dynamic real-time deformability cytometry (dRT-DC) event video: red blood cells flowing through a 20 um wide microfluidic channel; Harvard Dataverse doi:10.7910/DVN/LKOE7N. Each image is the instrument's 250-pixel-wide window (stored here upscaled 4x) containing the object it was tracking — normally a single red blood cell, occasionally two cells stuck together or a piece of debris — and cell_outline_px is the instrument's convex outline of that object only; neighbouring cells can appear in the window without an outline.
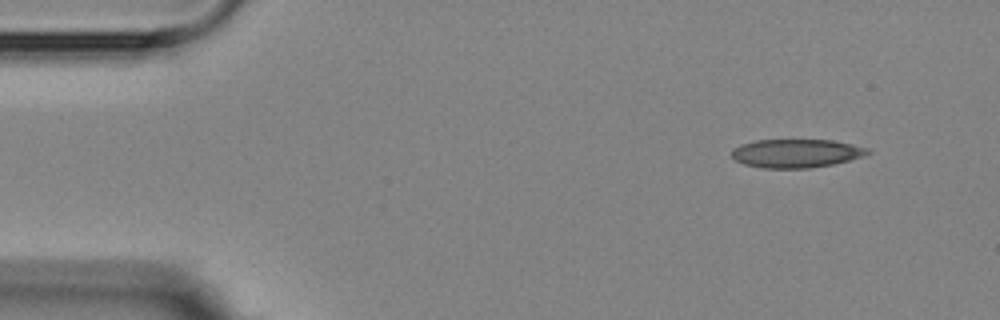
{"species": "Egyptian fruit bat (a non-hibernating species)", "species_latin": "Rousettus aegyptiacus", "temperature_condition": "room temperature", "stored_images_in_passage": 5, "camera_frame_rate_fps": 3000, "um_per_image_px": 0.085, "animal": {"sex": "female"}, "frame": {"image": 1, "passage_image": 1, "time_ms": 0.0, "image_size_px": [1000, 320], "cell_outline_px": [[872, 152], [864, 156], [832, 164], [808, 168], [764, 168], [744, 164], [736, 160], [732, 156], [732, 148], [740, 144], [756, 140], [832, 140], [852, 144], [868, 148]], "centroid_in_image_um": [67.67, 13.02], "position_along_channel_um": 17.3, "area_um2": 22.54}}
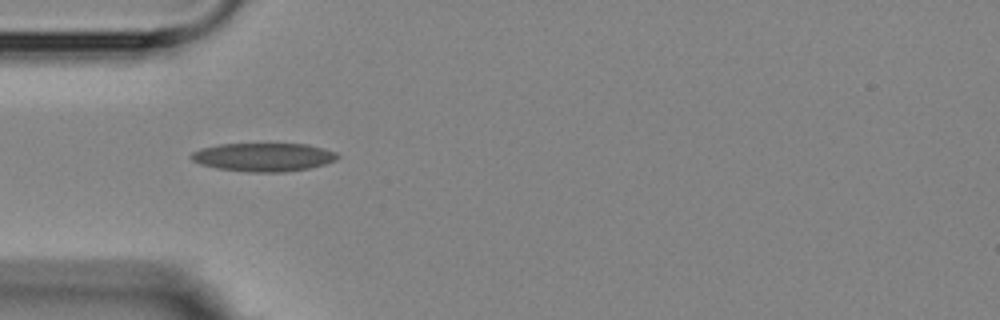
{"frame": {"image": 2, "passage_image": 4, "time_ms": 3.667, "image_size_px": [1000, 320], "cell_outline_px": [[340, 156], [336, 160], [324, 164], [308, 168], [284, 172], [248, 172], [220, 168], [200, 164], [192, 160], [188, 156], [192, 152], [200, 148], [220, 144], [308, 144], [324, 148], [336, 152]], "centroid_in_image_um": [22.4, 13.35], "position_along_channel_um": 62.6, "area_um2": 24.22}}
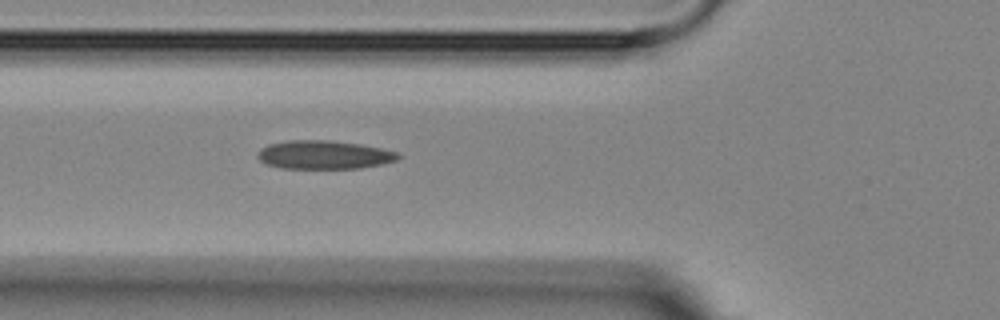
{"frame": {"image": 3, "passage_image": 5, "time_ms": 4.667, "image_size_px": [1000, 320], "cell_outline_px": [[400, 156], [396, 160], [380, 164], [360, 168], [280, 168], [268, 164], [260, 160], [256, 156], [256, 152], [260, 148], [268, 144], [288, 140], [328, 140], [360, 144], [380, 148], [396, 152]], "centroid_in_image_um": [27.47, 13.15], "position_along_channel_um": 98.3, "area_um2": 23.24}}